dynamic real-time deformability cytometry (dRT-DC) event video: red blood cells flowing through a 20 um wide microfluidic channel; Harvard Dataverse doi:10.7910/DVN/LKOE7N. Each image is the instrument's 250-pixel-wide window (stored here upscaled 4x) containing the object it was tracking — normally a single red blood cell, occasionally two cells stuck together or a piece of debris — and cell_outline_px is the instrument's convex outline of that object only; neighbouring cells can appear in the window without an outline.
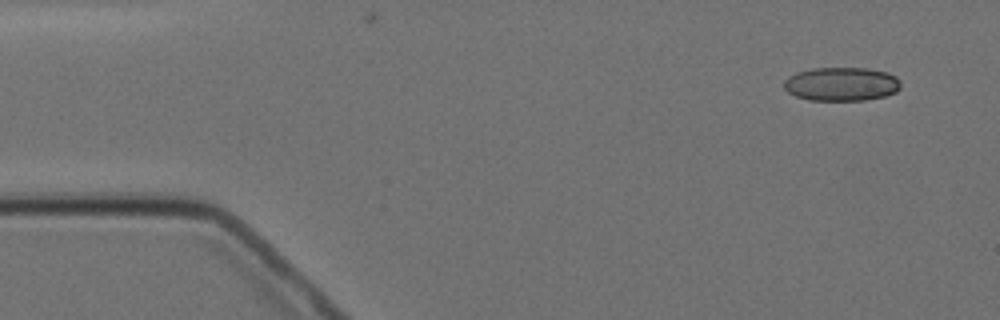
{"species": "Egyptian fruit bat (a non-hibernating species)", "species_latin": "Rousettus aegyptiacus", "temperature_condition": "cold", "stored_images_in_passage": 2, "camera_frame_rate_fps": 3000, "um_per_image_px": 0.085, "animal": {"sex": "female"}, "frame": {"image": 1, "passage_image": 2, "time_ms": 1.333, "image_size_px": [1000, 320], "cell_outline_px": [[900, 88], [896, 92], [884, 96], [864, 100], [808, 100], [796, 96], [788, 92], [784, 88], [784, 80], [788, 76], [796, 72], [812, 68], [868, 68], [888, 72], [896, 76], [900, 80]], "centroid_in_image_um": [71.52, 7.13], "position_along_channel_um": 13.5, "area_um2": 23.12}}